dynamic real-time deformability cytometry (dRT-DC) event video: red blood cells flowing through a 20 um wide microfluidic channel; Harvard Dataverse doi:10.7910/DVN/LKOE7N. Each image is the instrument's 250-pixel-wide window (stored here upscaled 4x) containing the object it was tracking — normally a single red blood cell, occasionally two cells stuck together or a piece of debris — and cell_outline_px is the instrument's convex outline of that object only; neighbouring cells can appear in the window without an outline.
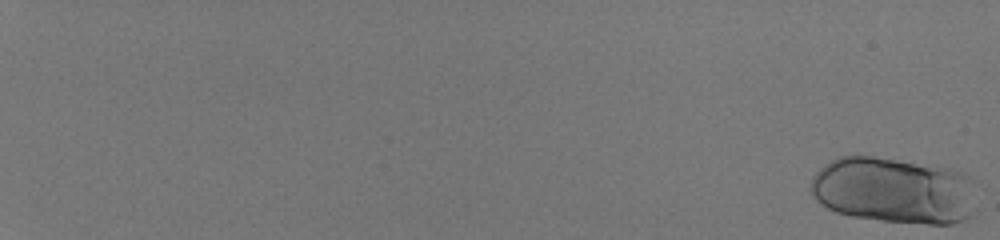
{"species": "human", "species_latin": "Homo sapiens", "temperature_condition": "room temperature", "stored_images_in_passage": 57, "camera_frame_rate_fps": 3000, "um_per_image_px": 0.085, "donor": {"sex": "male"}, "frame": {"image": 1, "passage_image": 1, "time_ms": 0.0, "image_size_px": [1000, 240], "cell_outline_px": [[968, 216], [964, 220], [952, 224], [928, 224], [880, 220], [852, 216], [836, 212], [828, 208], [816, 200], [808, 188], [812, 176], [820, 168], [832, 160], [840, 156], [872, 156], [944, 168], [960, 172], [968, 176]], "centroid_in_image_um": [75.8, 16.19], "position_along_channel_um": 9.2, "area_um2": 62.66}}
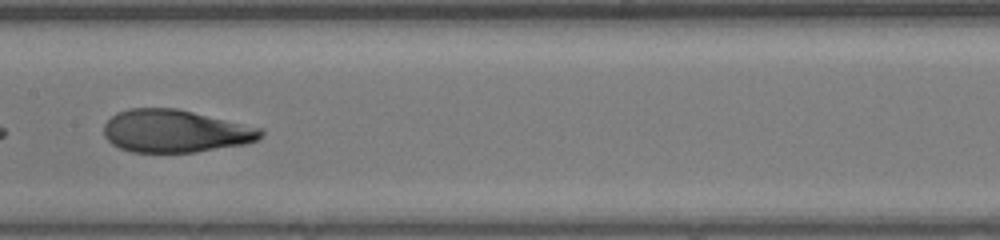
{"frame": {"image": 2, "passage_image": 36, "time_ms": 11.667, "image_size_px": [1000, 240], "cell_outline_px": [[264, 132], [256, 140], [244, 144], [196, 152], [132, 152], [120, 148], [112, 144], [104, 136], [104, 124], [116, 112], [128, 108], [176, 108], [264, 128]], "centroid_in_image_um": [14.88, 11.14], "position_along_channel_um": 192.5, "area_um2": 39.07}}
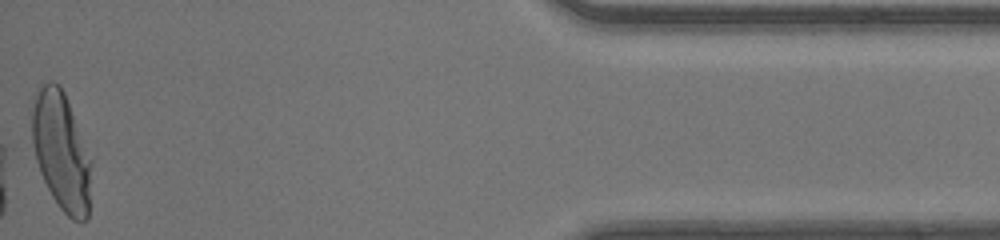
{"frame": {"image": 3, "passage_image": 57, "time_ms": 18.667, "image_size_px": [1000, 240], "cell_outline_px": [[92, 164], [88, 216], [80, 224], [72, 220], [60, 208], [52, 196], [40, 172], [36, 160], [32, 144], [32, 112], [36, 88], [40, 84], [48, 80], [52, 80], [60, 84], [64, 92], [92, 160]], "centroid_in_image_um": [5.21, 12.84], "position_along_channel_um": 430.0, "area_um2": 41.21}, "authors_computed_cell_mechanics": {"area_um2": 41.905, "velocity_mm_per_s": 4.1674, "shape_relaxation_time_tau1_ms": 5.9178, "shape_relaxation_time_tau2_ms": 0.7292, "deformation_change_tau1": 0.2423, "deformation_change_tau2": 0.0619}}